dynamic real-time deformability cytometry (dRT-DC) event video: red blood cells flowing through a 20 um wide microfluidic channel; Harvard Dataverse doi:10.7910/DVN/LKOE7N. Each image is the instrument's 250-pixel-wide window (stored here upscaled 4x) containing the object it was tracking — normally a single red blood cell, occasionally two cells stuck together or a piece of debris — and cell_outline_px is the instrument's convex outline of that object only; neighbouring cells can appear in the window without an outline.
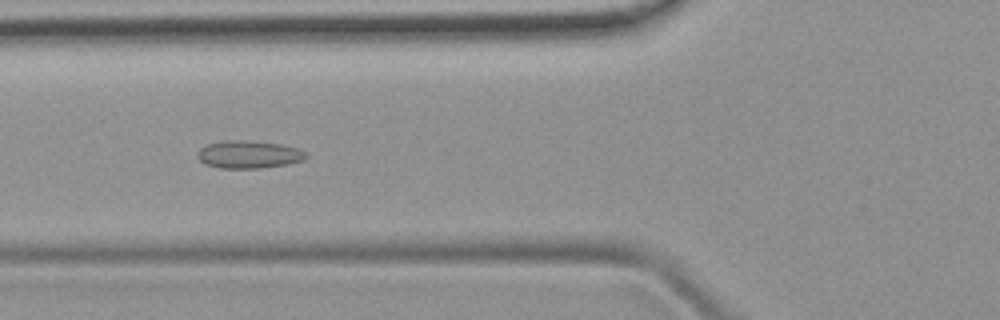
{"species": "common noctule bat (a hibernating species)", "species_latin": "Nyctalus noctula", "temperature_condition": "room temperature", "stored_images_in_passage": 50, "camera_frame_rate_fps": 3000, "um_per_image_px": 0.085, "animal": {"sex": "female", "body_mass_g": 19.9}, "frame": {"image": 1, "passage_image": 18, "time_ms": 5.667, "image_size_px": [1000, 320], "cell_outline_px": [[308, 156], [304, 160], [288, 164], [260, 168], [220, 168], [204, 164], [196, 156], [196, 152], [200, 148], [208, 144], [220, 140], [244, 140], [280, 144], [300, 148]], "centroid_in_image_um": [21.12, 13.13], "position_along_channel_um": 104.7, "area_um2": 17.69}}
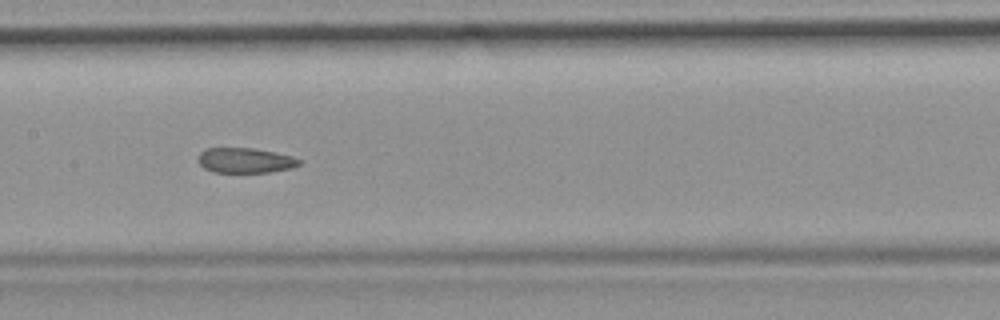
{"frame": {"image": 2, "passage_image": 24, "time_ms": 7.667, "image_size_px": [1000, 320], "cell_outline_px": [[304, 160], [300, 164], [292, 168], [268, 172], [212, 172], [204, 168], [196, 160], [200, 152], [204, 148], [252, 148], [292, 156]], "centroid_in_image_um": [20.82, 13.63], "position_along_channel_um": 186.6, "area_um2": 14.85}}
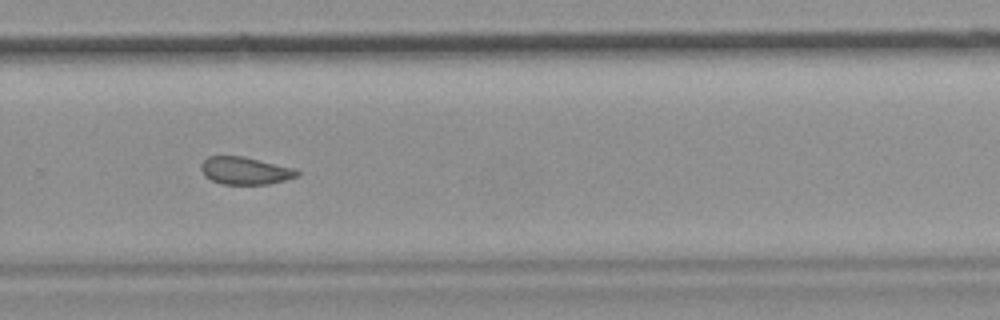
{"frame": {"image": 3, "passage_image": 33, "time_ms": 10.667, "image_size_px": [1000, 320], "cell_outline_px": [[300, 176], [268, 184], [220, 184], [204, 176], [200, 168], [200, 164], [208, 156], [244, 156], [296, 168], [300, 172]], "centroid_in_image_um": [20.85, 14.5], "position_along_channel_um": 309.0, "area_um2": 15.61}}